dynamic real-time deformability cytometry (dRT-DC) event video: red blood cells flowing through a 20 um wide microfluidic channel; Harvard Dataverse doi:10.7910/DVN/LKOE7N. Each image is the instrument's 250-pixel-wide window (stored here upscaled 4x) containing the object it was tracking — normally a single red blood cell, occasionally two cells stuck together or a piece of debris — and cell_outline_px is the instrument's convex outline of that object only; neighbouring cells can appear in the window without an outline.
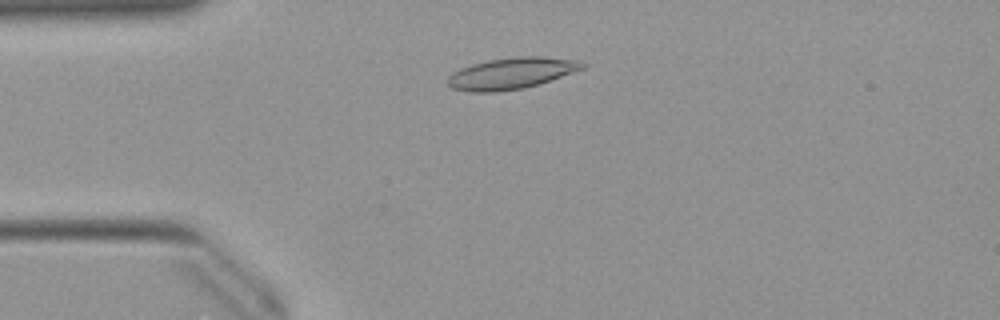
{"species": "Egyptian fruit bat (a non-hibernating species)", "species_latin": "Rousettus aegyptiacus", "temperature_condition": "warm", "stored_images_in_passage": 46, "camera_frame_rate_fps": 3000, "um_per_image_px": 0.085, "animal": {"sex": "female"}, "frame": {"image": 1, "passage_image": 7, "time_ms": 2.0, "image_size_px": [1000, 320], "cell_outline_px": [[588, 64], [584, 68], [540, 84], [524, 88], [496, 92], [468, 92], [452, 88], [444, 80], [452, 72], [460, 68], [472, 64], [488, 60], [516, 56], [540, 56], [580, 60]], "centroid_in_image_um": [43.45, 6.23], "position_along_channel_um": 41.5, "area_um2": 24.97}}
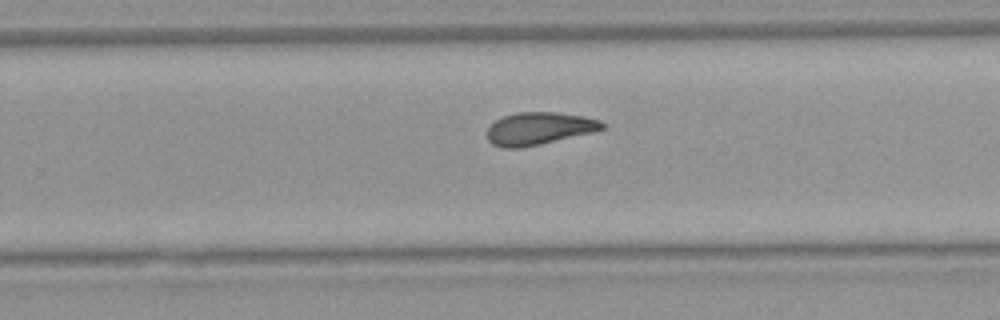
{"frame": {"image": 2, "passage_image": 27, "time_ms": 8.667, "image_size_px": [1000, 320], "cell_outline_px": [[604, 128], [592, 132], [540, 144], [520, 148], [500, 148], [492, 144], [488, 140], [488, 128], [496, 120], [504, 116], [516, 112], [556, 112], [584, 116], [600, 120], [604, 124]], "centroid_in_image_um": [45.8, 10.92], "position_along_channel_um": 284.0, "area_um2": 21.68}}
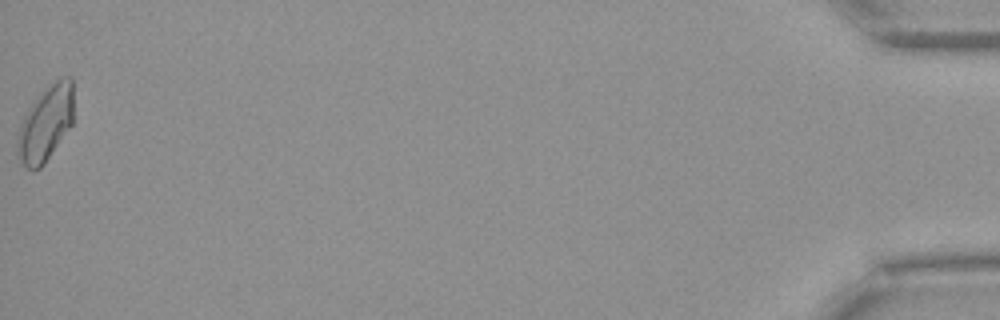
{"frame": {"image": 3, "passage_image": 46, "time_ms": 15.0, "image_size_px": [1000, 320], "cell_outline_px": [[72, 124], [44, 164], [40, 168], [28, 168], [20, 160], [16, 152], [16, 140], [20, 124], [28, 108], [44, 88], [60, 76], [72, 76]], "centroid_in_image_um": [3.86, 10.46], "position_along_channel_um": 431.3, "area_um2": 24.57}, "authors_computed_cell_mechanics": {"area_um2": 22.1663, "velocity_mm_per_s": 3.9719, "shape_relaxation_time_tau1_ms": 9.244, "shape_relaxation_time_tau2_ms": 3.4963, "deformation_change_tau1": 0.2165, "deformation_change_tau2": 0.1044}}